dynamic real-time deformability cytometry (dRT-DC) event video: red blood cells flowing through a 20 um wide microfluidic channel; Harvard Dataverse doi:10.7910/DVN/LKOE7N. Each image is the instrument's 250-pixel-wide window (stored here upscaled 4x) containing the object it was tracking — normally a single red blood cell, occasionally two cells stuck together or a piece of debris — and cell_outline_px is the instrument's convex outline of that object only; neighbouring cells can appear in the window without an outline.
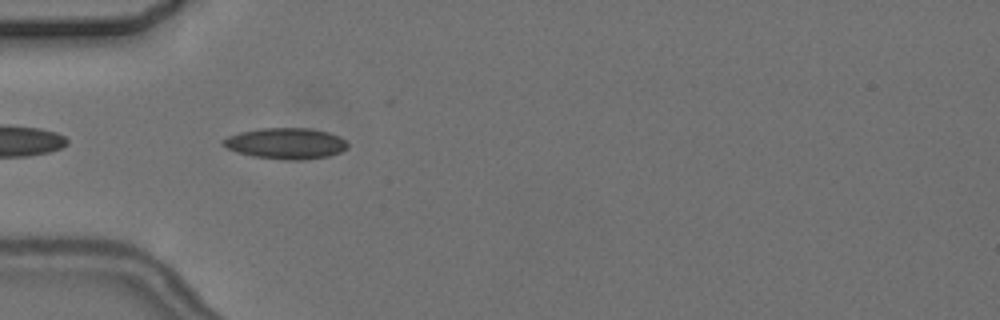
{"species": "common noctule bat (a hibernating species)", "species_latin": "Nyctalus noctula", "temperature_condition": "cold", "stored_images_in_passage": 8, "camera_frame_rate_fps": 3000, "um_per_image_px": 0.085, "animal": {"sex": "female", "body_mass_g": 24.6, "forearm_length_mm": 56.2}, "frame": {"image": 1, "passage_image": 4, "time_ms": 3.333, "image_size_px": [1000, 320], "cell_outline_px": [[348, 148], [340, 152], [328, 156], [300, 160], [284, 160], [252, 156], [236, 152], [220, 144], [220, 140], [228, 136], [240, 132], [260, 128], [308, 128], [328, 132], [340, 136], [348, 144]], "centroid_in_image_um": [24.27, 12.19], "position_along_channel_um": 60.7, "area_um2": 22.66}}
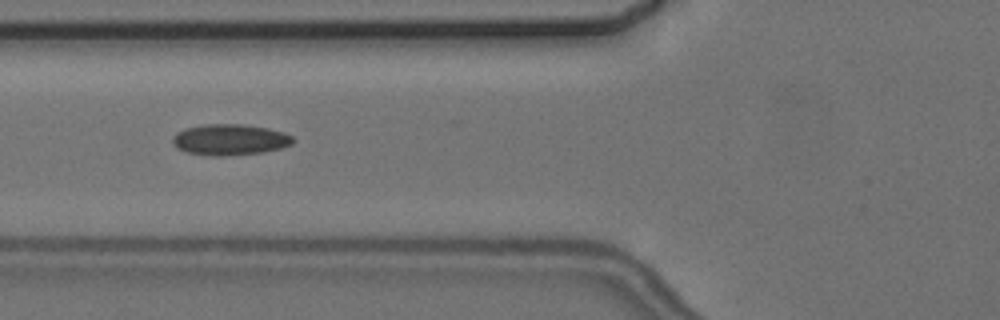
{"frame": {"image": 2, "passage_image": 5, "time_ms": 4.667, "image_size_px": [1000, 320], "cell_outline_px": [[296, 140], [292, 144], [280, 148], [264, 152], [224, 156], [212, 156], [188, 152], [176, 148], [172, 144], [172, 136], [176, 132], [184, 128], [204, 124], [244, 124], [268, 128], [284, 132], [292, 136]], "centroid_in_image_um": [19.53, 11.86], "position_along_channel_um": 106.3, "area_um2": 22.02}}
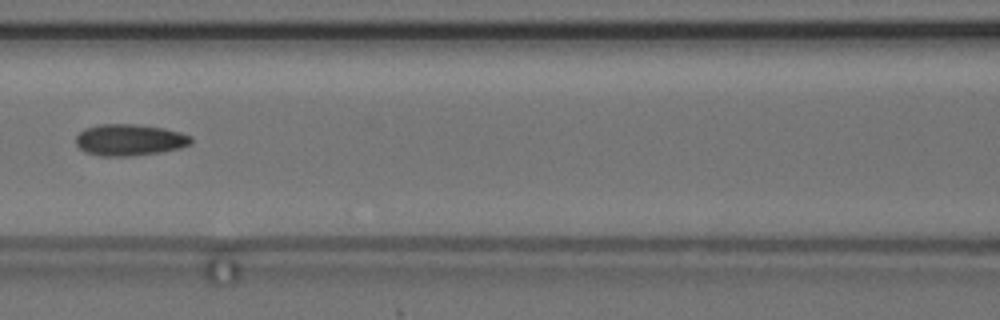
{"frame": {"image": 3, "passage_image": 6, "time_ms": 6.0, "image_size_px": [1000, 320], "cell_outline_px": [[192, 144], [180, 148], [160, 152], [132, 156], [100, 156], [84, 152], [76, 144], [76, 136], [84, 128], [100, 124], [132, 124], [164, 128], [180, 132], [192, 136]], "centroid_in_image_um": [11.01, 11.89], "position_along_channel_um": 155.6, "area_um2": 21.27}}